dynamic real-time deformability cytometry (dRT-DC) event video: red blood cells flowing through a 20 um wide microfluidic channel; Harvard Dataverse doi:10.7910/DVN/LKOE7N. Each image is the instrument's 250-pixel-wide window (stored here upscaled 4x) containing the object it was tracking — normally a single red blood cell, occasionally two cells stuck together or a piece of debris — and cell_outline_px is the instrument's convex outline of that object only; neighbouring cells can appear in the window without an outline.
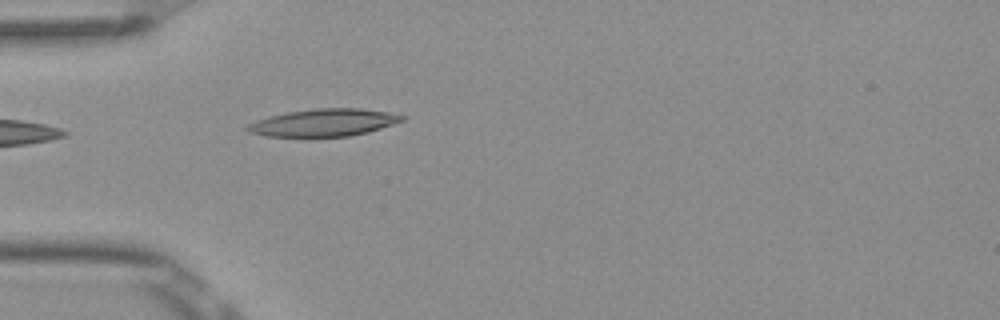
{"species": "Egyptian fruit bat (a non-hibernating species)", "species_latin": "Rousettus aegyptiacus", "temperature_condition": "room temperature", "stored_images_in_passage": 4, "camera_frame_rate_fps": 3000, "um_per_image_px": 0.085, "frame": {"image": 1, "passage_image": 4, "time_ms": 1.0, "image_size_px": [1000, 320], "cell_outline_px": [[404, 120], [368, 132], [348, 136], [268, 136], [248, 132], [244, 128], [248, 124], [256, 120], [268, 116], [288, 112], [316, 108], [360, 108], [388, 112], [404, 116]], "centroid_in_image_um": [27.49, 10.41], "position_along_channel_um": 57.5, "area_um2": 24.45}}